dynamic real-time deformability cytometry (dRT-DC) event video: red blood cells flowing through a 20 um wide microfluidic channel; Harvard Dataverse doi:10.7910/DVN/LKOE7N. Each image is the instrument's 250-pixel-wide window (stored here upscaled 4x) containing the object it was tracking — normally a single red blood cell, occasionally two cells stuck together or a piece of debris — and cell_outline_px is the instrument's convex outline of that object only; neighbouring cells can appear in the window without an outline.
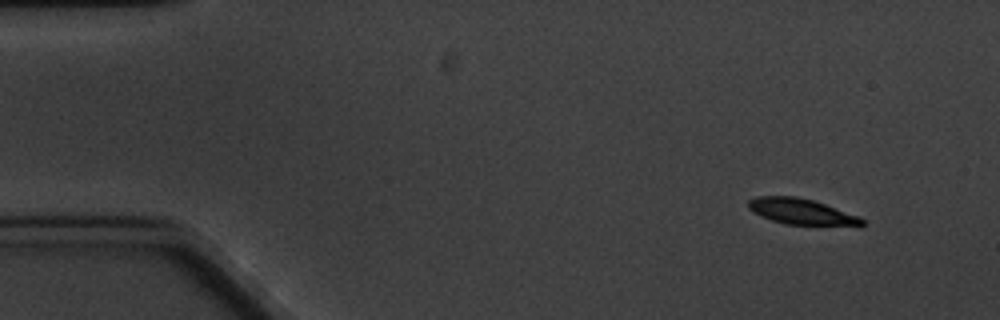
{"species": "common noctule bat (a hibernating species)", "species_latin": "Nyctalus noctula", "temperature_condition": "cold", "stored_images_in_passage": 10, "camera_frame_rate_fps": 3000, "um_per_image_px": 0.085, "animal": {"sex": "male", "body_mass_g": 20.1, "forearm_length_mm": 53.5}, "frame": {"image": 1, "passage_image": 1, "time_ms": 0.0, "image_size_px": [1000, 320], "cell_outline_px": [[864, 224], [860, 228], [784, 224], [760, 216], [748, 208], [748, 200], [756, 196], [796, 196], [812, 200], [860, 216], [864, 220]], "centroid_in_image_um": [68.22, 18.03], "position_along_channel_um": 16.8, "area_um2": 17.74}}
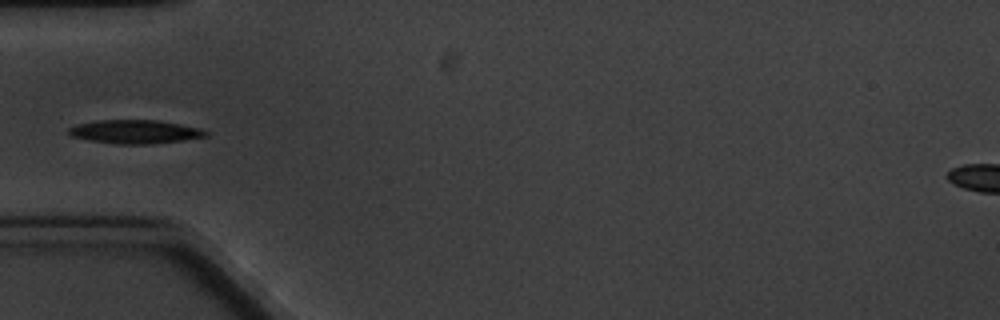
{"frame": {"image": 2, "passage_image": 5, "time_ms": 4.667, "image_size_px": [1000, 320], "cell_outline_px": [[208, 136], [184, 140], [152, 144], [116, 144], [88, 140], [72, 136], [68, 132], [68, 128], [76, 124], [96, 120], [156, 120], [180, 124], [200, 128], [208, 132]], "centroid_in_image_um": [11.47, 11.2], "position_along_channel_um": 73.5, "area_um2": 18.96}}
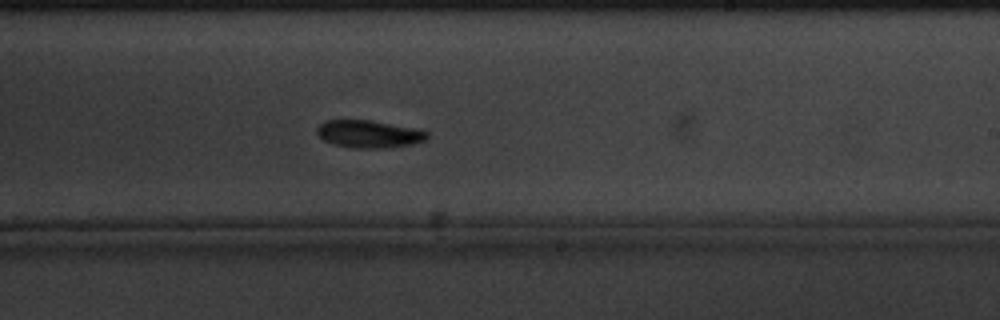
{"frame": {"image": 3, "passage_image": 10, "time_ms": 10.333, "image_size_px": [1000, 320], "cell_outline_px": [[428, 136], [424, 140], [412, 144], [388, 148], [352, 148], [332, 144], [324, 140], [316, 132], [316, 128], [324, 120], [372, 120], [420, 128], [428, 132]], "centroid_in_image_um": [31.37, 11.38], "position_along_channel_um": 257.6, "area_um2": 17.98}}